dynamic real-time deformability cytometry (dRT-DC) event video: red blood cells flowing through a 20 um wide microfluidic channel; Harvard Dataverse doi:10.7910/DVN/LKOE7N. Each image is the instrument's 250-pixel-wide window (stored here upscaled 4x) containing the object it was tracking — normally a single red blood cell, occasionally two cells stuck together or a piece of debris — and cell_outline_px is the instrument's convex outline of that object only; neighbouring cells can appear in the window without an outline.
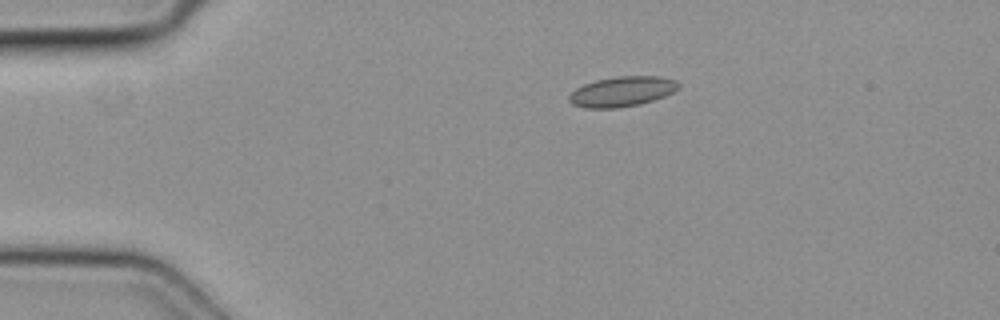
{"species": "common noctule bat (a hibernating species)", "species_latin": "Nyctalus noctula", "temperature_condition": "cold", "stored_images_in_passage": 5, "camera_frame_rate_fps": 3000, "um_per_image_px": 0.085, "animal": {"sex": "female", "body_mass_g": 19.3, "forearm_length_mm": 54.1}, "frame": {"image": 1, "passage_image": 3, "time_ms": 0.667, "image_size_px": [1000, 320], "cell_outline_px": [[680, 88], [664, 96], [640, 104], [616, 108], [584, 108], [572, 104], [568, 100], [568, 96], [576, 88], [584, 84], [596, 80], [616, 76], [660, 76], [676, 80], [680, 84]], "centroid_in_image_um": [52.87, 7.77], "position_along_channel_um": 32.1, "area_um2": 19.25}}
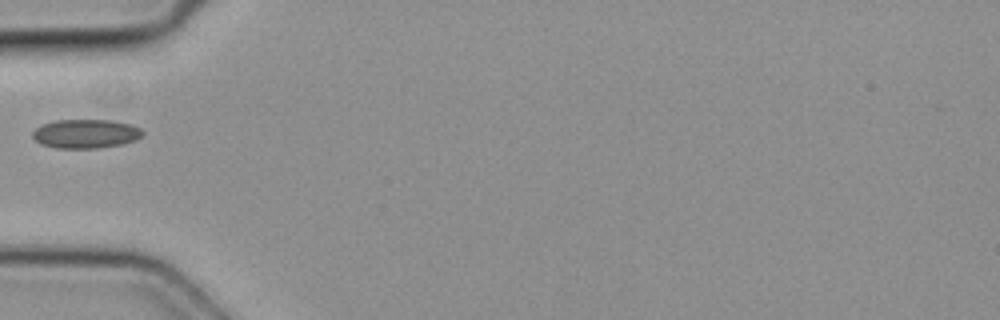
{"frame": {"image": 2, "passage_image": 5, "time_ms": 1.333, "image_size_px": [1000, 320], "cell_outline_px": [[144, 132], [136, 140], [120, 144], [96, 148], [56, 148], [40, 144], [32, 136], [32, 132], [36, 128], [44, 124], [56, 120], [112, 120], [132, 124], [140, 128]], "centroid_in_image_um": [7.28, 11.36], "position_along_channel_um": 77.7, "area_um2": 18.5}}